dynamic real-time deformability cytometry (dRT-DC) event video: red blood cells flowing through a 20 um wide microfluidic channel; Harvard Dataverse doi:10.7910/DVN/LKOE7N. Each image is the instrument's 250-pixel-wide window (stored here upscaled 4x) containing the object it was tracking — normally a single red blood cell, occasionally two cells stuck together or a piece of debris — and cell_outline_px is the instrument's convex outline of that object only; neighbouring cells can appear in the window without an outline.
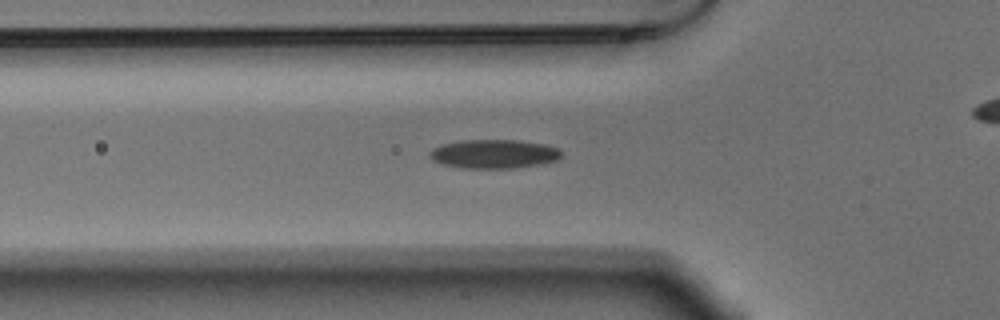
{"species": "Egyptian fruit bat (a non-hibernating species)", "species_latin": "Rousettus aegyptiacus", "temperature_condition": "warm", "stored_images_in_passage": 49, "camera_frame_rate_fps": 3000, "um_per_image_px": 0.085, "animal": {"sex": "male"}, "frame": {"image": 1, "passage_image": 12, "time_ms": 3.667, "image_size_px": [1000, 320], "cell_outline_px": [[560, 156], [556, 160], [536, 164], [512, 168], [460, 168], [440, 164], [432, 160], [428, 156], [428, 152], [432, 148], [444, 144], [460, 140], [520, 140], [544, 144], [560, 148]], "centroid_in_image_um": [41.91, 13.08], "position_along_channel_um": 83.9, "area_um2": 22.2}}
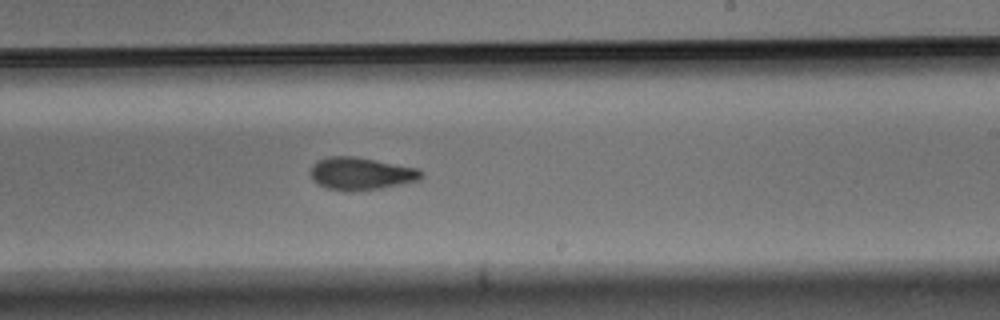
{"frame": {"image": 2, "passage_image": 26, "time_ms": 8.333, "image_size_px": [1000, 320], "cell_outline_px": [[424, 176], [420, 180], [380, 188], [328, 188], [316, 184], [312, 180], [312, 164], [316, 160], [328, 156], [356, 156], [420, 168], [424, 172]], "centroid_in_image_um": [30.74, 14.7], "position_along_channel_um": 258.3, "area_um2": 20.58}}
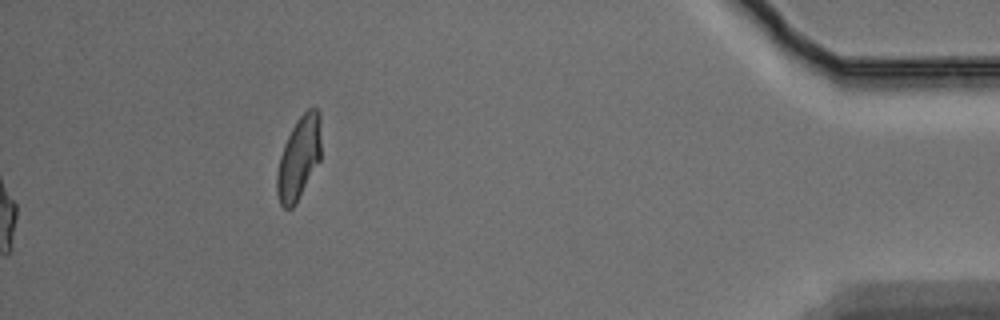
{"frame": {"image": 3, "passage_image": 49, "time_ms": 16.0, "image_size_px": [1000, 320], "cell_outline_px": [[320, 160], [296, 204], [292, 208], [284, 208], [280, 204], [276, 192], [276, 172], [280, 156], [284, 144], [296, 120], [308, 108], [316, 108], [320, 112]], "centroid_in_image_um": [25.39, 13.44], "position_along_channel_um": 409.8, "area_um2": 21.39}, "authors_computed_cell_mechanics": {"area_um2": 20.5768, "velocity_mm_per_s": 3.7222, "shape_relaxation_time_tau1_ms": 8.6382, "shape_relaxation_time_tau2_ms": 3.3638, "deformation_change_tau1": 0.1868, "deformation_change_tau2": 0.101}}